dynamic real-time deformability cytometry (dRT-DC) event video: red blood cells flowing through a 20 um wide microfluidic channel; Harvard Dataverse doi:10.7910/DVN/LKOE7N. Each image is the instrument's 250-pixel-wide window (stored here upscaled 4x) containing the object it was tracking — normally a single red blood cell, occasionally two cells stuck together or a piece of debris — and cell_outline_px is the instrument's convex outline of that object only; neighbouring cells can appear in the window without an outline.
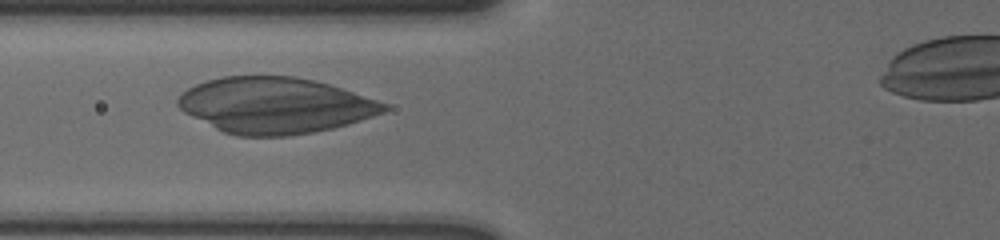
{"species": "human", "species_latin": "Homo sapiens", "temperature_condition": "cold", "stored_images_in_passage": 40, "camera_frame_rate_fps": 3000, "um_per_image_px": 0.085, "donor": {"sex": "male"}, "frame": {"image": 1, "passage_image": 14, "time_ms": 4.333, "image_size_px": [1000, 240], "cell_outline_px": [[388, 108], [384, 112], [348, 124], [332, 128], [312, 132], [288, 136], [236, 136], [224, 132], [184, 112], [176, 104], [176, 100], [188, 88], [196, 84], [208, 80], [224, 76], [296, 76], [328, 84], [388, 104]], "centroid_in_image_um": [23.35, 8.96], "position_along_channel_um": 102.4, "area_um2": 66.64}}
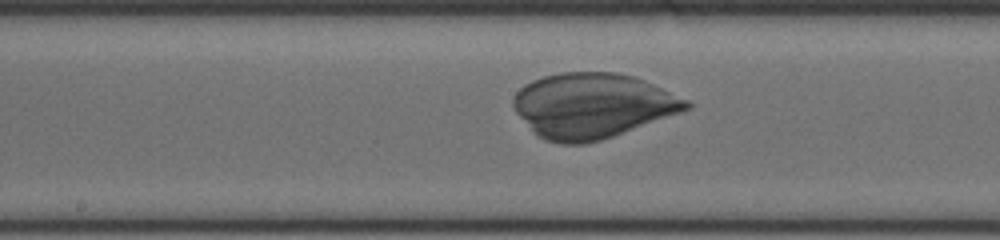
{"frame": {"image": 2, "passage_image": 22, "time_ms": 7.0, "image_size_px": [1000, 240], "cell_outline_px": [[692, 108], [612, 136], [600, 140], [584, 144], [560, 144], [544, 140], [536, 136], [516, 112], [512, 104], [512, 100], [516, 92], [524, 84], [532, 80], [544, 76], [560, 72], [616, 72], [632, 76], [644, 80], [688, 100], [692, 104]], "centroid_in_image_um": [50.31, 8.98], "position_along_channel_um": 197.9, "area_um2": 65.37}}
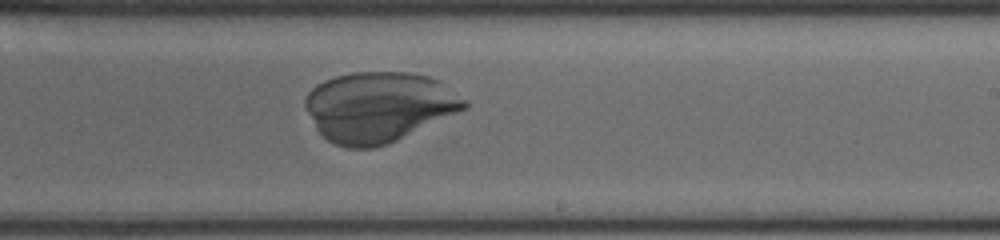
{"frame": {"image": 3, "passage_image": 27, "time_ms": 8.667, "image_size_px": [1000, 240], "cell_outline_px": [[468, 108], [388, 144], [376, 148], [348, 148], [336, 144], [328, 140], [316, 128], [304, 104], [304, 100], [308, 92], [316, 84], [324, 80], [336, 76], [352, 72], [408, 72], [428, 76], [440, 80], [464, 100], [468, 104]], "centroid_in_image_um": [32.2, 9.08], "position_along_channel_um": 256.8, "area_um2": 64.91}}